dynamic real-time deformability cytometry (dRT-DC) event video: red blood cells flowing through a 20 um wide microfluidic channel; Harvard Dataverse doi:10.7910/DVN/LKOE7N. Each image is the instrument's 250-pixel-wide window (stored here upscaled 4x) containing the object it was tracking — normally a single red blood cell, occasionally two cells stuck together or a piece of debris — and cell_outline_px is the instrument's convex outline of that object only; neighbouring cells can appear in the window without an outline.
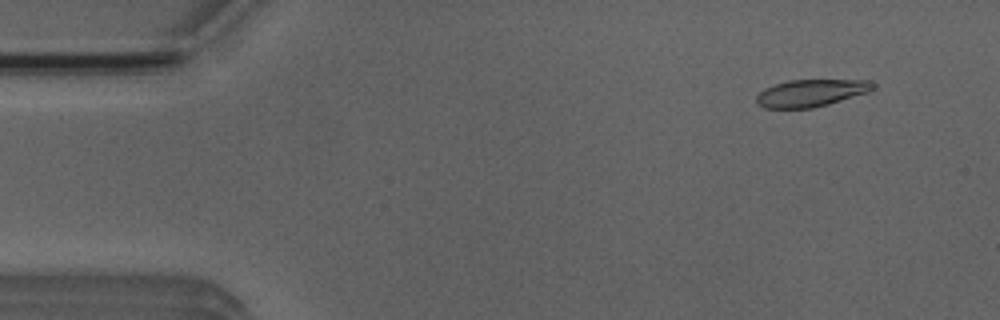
{"species": "Egyptian fruit bat (a non-hibernating species)", "species_latin": "Rousettus aegyptiacus", "temperature_condition": "room temperature", "stored_images_in_passage": 12, "camera_frame_rate_fps": 3000, "um_per_image_px": 0.085, "animal": {"sex": "male"}, "frame": {"image": 1, "passage_image": 5, "time_ms": 1.333, "image_size_px": [1000, 320], "cell_outline_px": [[876, 84], [868, 92], [828, 104], [812, 108], [764, 108], [756, 100], [756, 96], [764, 88], [788, 80], [868, 80]], "centroid_in_image_um": [68.92, 7.9], "position_along_channel_um": 16.1, "area_um2": 18.26}}